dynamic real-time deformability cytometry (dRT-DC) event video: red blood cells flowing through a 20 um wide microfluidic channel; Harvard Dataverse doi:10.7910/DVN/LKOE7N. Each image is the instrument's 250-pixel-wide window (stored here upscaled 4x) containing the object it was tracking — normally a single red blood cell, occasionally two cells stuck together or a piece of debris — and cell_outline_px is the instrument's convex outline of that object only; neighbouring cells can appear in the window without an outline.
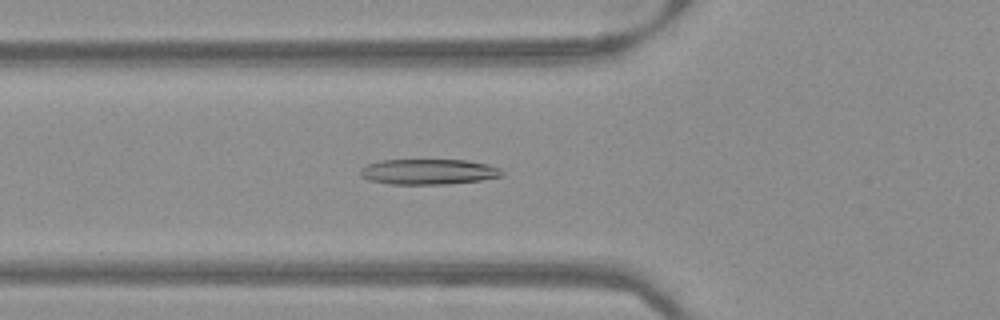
{"species": "Egyptian fruit bat (a non-hibernating species)", "species_latin": "Rousettus aegyptiacus", "temperature_condition": "warm", "stored_images_in_passage": 53, "camera_frame_rate_fps": 3000, "um_per_image_px": 0.085, "frame": {"image": 1, "passage_image": 19, "time_ms": 6.0, "image_size_px": [1000, 320], "cell_outline_px": [[504, 176], [480, 180], [448, 184], [392, 184], [368, 180], [360, 176], [360, 168], [368, 164], [380, 160], [468, 160], [488, 164], [500, 168], [504, 172]], "centroid_in_image_um": [36.44, 14.59], "position_along_channel_um": 89.4, "area_um2": 21.15}}
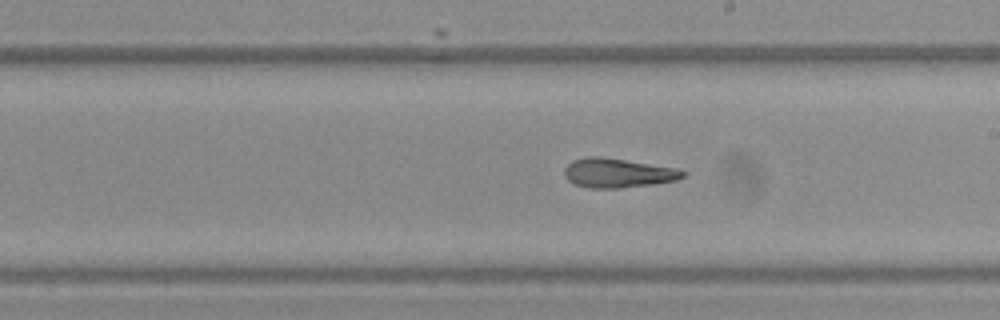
{"frame": {"image": 2, "passage_image": 30, "time_ms": 9.667, "image_size_px": [1000, 320], "cell_outline_px": [[688, 172], [684, 176], [676, 180], [656, 184], [620, 188], [588, 188], [572, 184], [564, 176], [564, 168], [572, 160], [588, 156], [600, 156], [680, 168]], "centroid_in_image_um": [52.53, 14.7], "position_along_channel_um": 236.5, "area_um2": 20.63}}
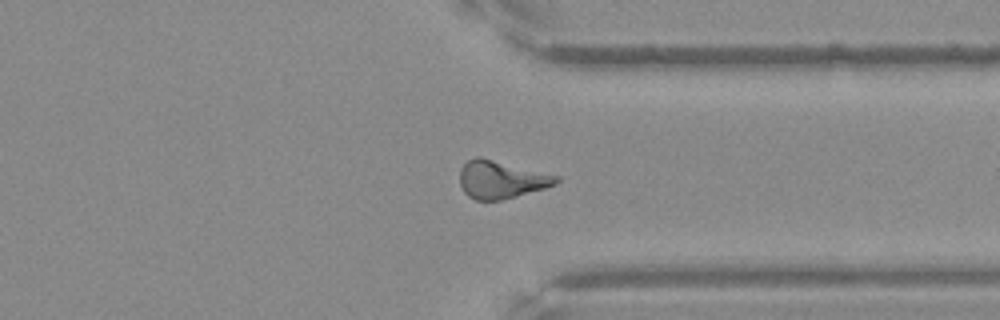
{"frame": {"image": 3, "passage_image": 40, "time_ms": 13.0, "image_size_px": [1000, 320], "cell_outline_px": [[560, 180], [556, 184], [544, 188], [516, 196], [500, 200], [476, 200], [468, 196], [464, 192], [460, 184], [460, 168], [468, 160], [476, 156], [480, 156], [560, 176]], "centroid_in_image_um": [42.59, 15.25], "position_along_channel_um": 368.8, "area_um2": 21.21}}